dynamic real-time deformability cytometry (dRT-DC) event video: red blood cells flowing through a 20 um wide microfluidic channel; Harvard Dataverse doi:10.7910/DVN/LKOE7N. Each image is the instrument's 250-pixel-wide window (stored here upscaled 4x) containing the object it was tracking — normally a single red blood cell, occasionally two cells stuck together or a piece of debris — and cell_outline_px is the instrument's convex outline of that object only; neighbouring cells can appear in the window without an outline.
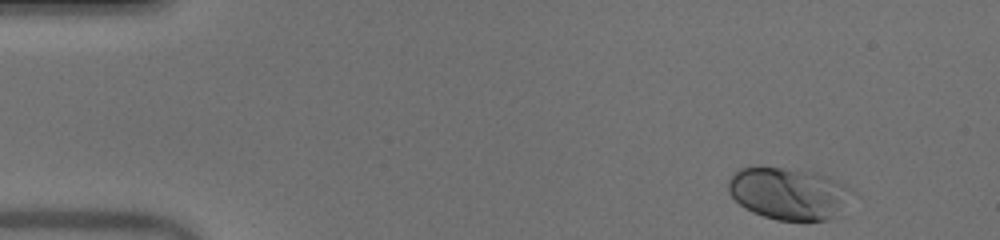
{"species": "human", "species_latin": "Homo sapiens", "temperature_condition": "warm", "stored_images_in_passage": 47, "camera_frame_rate_fps": 3000, "um_per_image_px": 0.085, "donor": {"sex": "male"}, "frame": {"image": 1, "passage_image": 1, "time_ms": 0.0, "image_size_px": [1000, 240], "cell_outline_px": [[844, 188], [832, 216], [828, 220], [776, 220], [752, 212], [744, 208], [728, 192], [728, 180], [740, 168], [752, 164], [816, 172], [828, 176], [840, 184]], "centroid_in_image_um": [66.75, 16.39], "position_along_channel_um": 18.2, "area_um2": 35.95}}
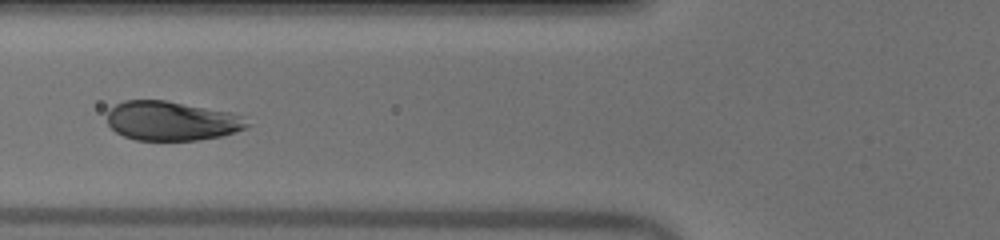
{"frame": {"image": 2, "passage_image": 16, "time_ms": 5.0, "image_size_px": [1000, 240], "cell_outline_px": [[252, 124], [248, 128], [236, 132], [220, 136], [200, 140], [136, 140], [124, 136], [116, 132], [108, 124], [108, 108], [124, 100], [164, 100], [228, 112], [240, 116]], "centroid_in_image_um": [14.57, 10.28], "position_along_channel_um": 111.2, "area_um2": 31.96}}
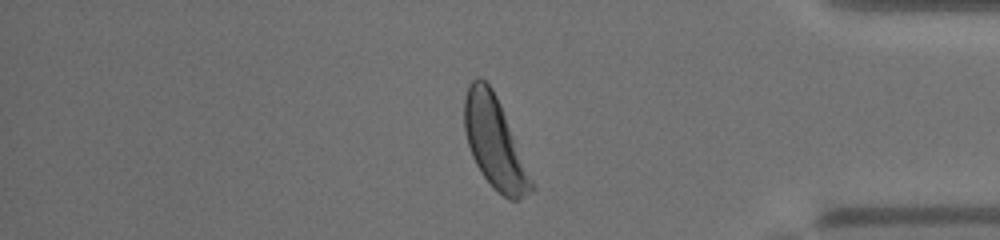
{"frame": {"image": 3, "passage_image": 39, "time_ms": 12.667, "image_size_px": [1000, 240], "cell_outline_px": [[536, 188], [516, 200], [508, 200], [480, 172], [472, 156], [468, 144], [464, 128], [464, 100], [468, 84], [476, 76], [480, 76], [492, 88], [500, 104]], "centroid_in_image_um": [42.02, 12.08], "position_along_channel_um": 393.2, "area_um2": 34.85}, "authors_computed_cell_mechanics": {"area_um2": 34.1598, "velocity_mm_per_s": 4.0075, "shape_relaxation_time_tau1_ms": 1.5098, "shape_relaxation_time_tau2_ms": null, "deformation_change_tau1": 0.1258, "deformation_change_tau2": null}}